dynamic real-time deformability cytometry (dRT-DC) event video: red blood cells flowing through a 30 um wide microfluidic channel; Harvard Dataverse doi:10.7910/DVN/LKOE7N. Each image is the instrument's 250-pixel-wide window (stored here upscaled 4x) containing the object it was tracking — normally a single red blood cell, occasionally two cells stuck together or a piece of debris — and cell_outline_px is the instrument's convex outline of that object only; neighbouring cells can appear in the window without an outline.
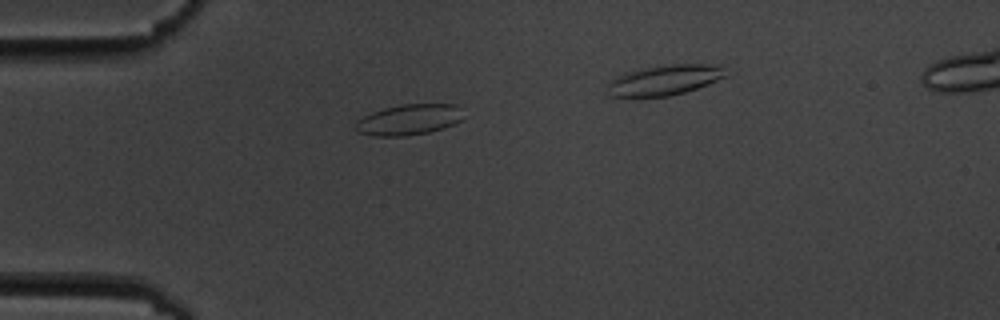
{"species": "common noctule bat (a hibernating species)", "species_latin": "Nyctalus noctula", "temperature_condition": "cold", "stored_images_in_passage": 4, "camera_frame_rate_fps": 3000, "um_per_image_px": 0.085, "animal": {"sex": "male", "body_mass_g": 19.5, "forearm_length_mm": 54.6}, "frame": {"image": 1, "passage_image": 4, "time_ms": 4.333, "image_size_px": [1000, 320], "cell_outline_px": [[460, 120], [444, 128], [428, 132], [408, 136], [376, 136], [356, 132], [352, 128], [356, 120], [372, 112], [384, 108], [400, 104], [456, 104], [460, 108]], "centroid_in_image_um": [34.67, 10.18], "position_along_channel_um": 50.3, "area_um2": 19.36}}